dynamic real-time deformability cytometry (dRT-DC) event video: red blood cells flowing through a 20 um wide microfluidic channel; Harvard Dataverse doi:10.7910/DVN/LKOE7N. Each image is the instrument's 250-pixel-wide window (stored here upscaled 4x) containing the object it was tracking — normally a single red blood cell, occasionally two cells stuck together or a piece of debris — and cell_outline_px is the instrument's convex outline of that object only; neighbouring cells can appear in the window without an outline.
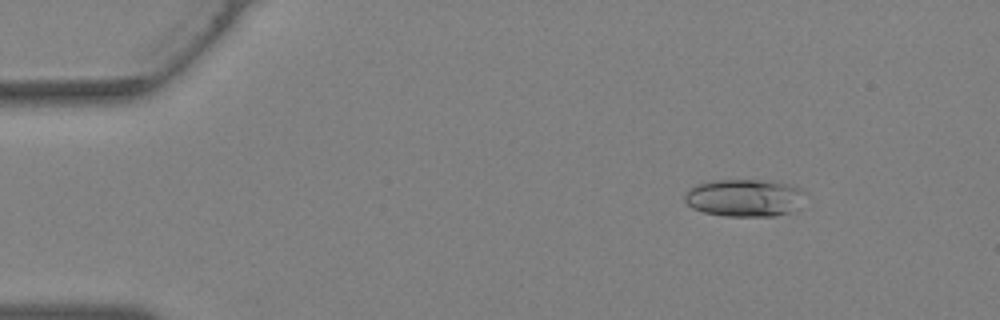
{"species": "Egyptian fruit bat (a non-hibernating species)", "species_latin": "Rousettus aegyptiacus", "temperature_condition": "warm", "stored_images_in_passage": 39, "camera_frame_rate_fps": 3000, "um_per_image_px": 0.085, "animal": {"sex": "female"}, "frame": {"image": 1, "passage_image": 6, "time_ms": 1.667, "image_size_px": [1000, 320], "cell_outline_px": [[804, 192], [800, 208], [776, 216], [724, 216], [704, 212], [692, 208], [684, 200], [684, 196], [696, 184], [712, 180], [760, 180], [784, 184], [800, 188]], "centroid_in_image_um": [63.27, 16.83], "position_along_channel_um": 21.7, "area_um2": 26.13}}
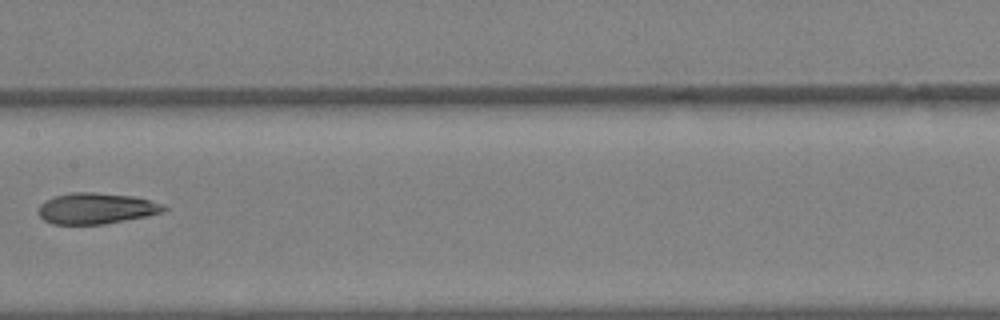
{"frame": {"image": 2, "passage_image": 21, "time_ms": 6.667, "image_size_px": [1000, 320], "cell_outline_px": [[168, 208], [160, 212], [148, 216], [104, 224], [52, 224], [44, 220], [36, 212], [36, 208], [40, 204], [56, 196], [72, 192], [96, 192], [132, 196], [164, 204]], "centroid_in_image_um": [8.15, 17.72], "position_along_channel_um": 199.3, "area_um2": 22.66}}
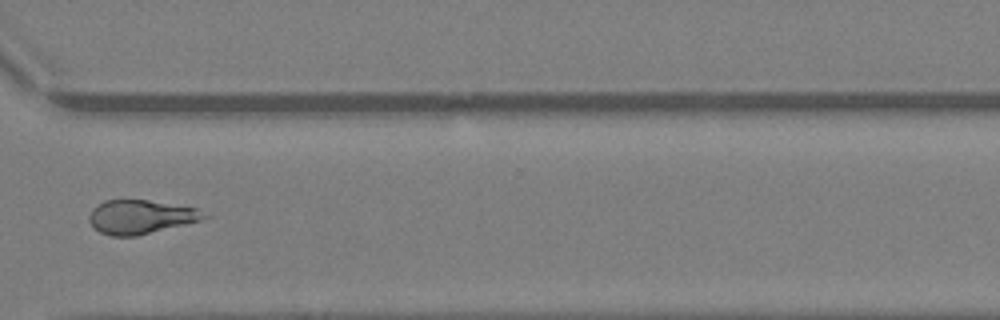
{"frame": {"image": 3, "passage_image": 30, "time_ms": 9.667, "image_size_px": [1000, 320], "cell_outline_px": [[208, 216], [200, 220], [136, 236], [112, 236], [100, 232], [88, 220], [88, 216], [92, 208], [96, 204], [104, 200], [148, 200], [196, 208]], "centroid_in_image_um": [11.89, 18.42], "position_along_channel_um": 358.7, "area_um2": 22.37}}